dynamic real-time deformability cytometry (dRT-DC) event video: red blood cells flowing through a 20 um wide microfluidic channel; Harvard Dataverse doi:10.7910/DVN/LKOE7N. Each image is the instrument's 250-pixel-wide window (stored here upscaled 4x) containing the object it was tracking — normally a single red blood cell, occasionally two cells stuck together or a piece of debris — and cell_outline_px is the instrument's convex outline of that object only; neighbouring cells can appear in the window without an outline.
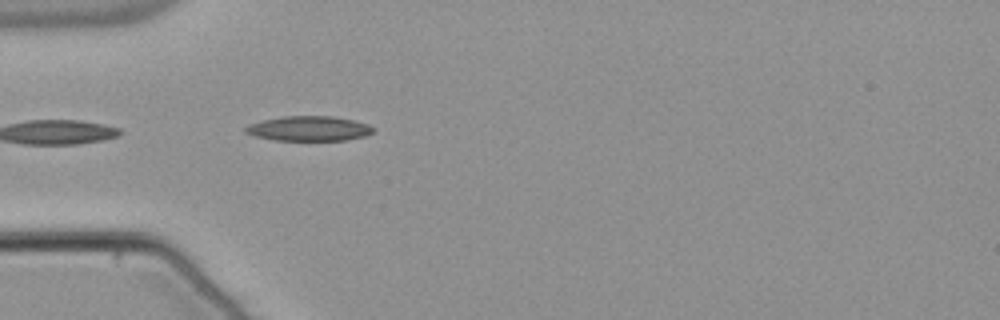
{"species": "common noctule bat (a hibernating species)", "species_latin": "Nyctalus noctula", "temperature_condition": "warm", "stored_images_in_passage": 8, "camera_frame_rate_fps": 3000, "um_per_image_px": 0.085, "animal": {"sex": "male", "body_mass_g": 21.5, "forearm_length_mm": 52.0}, "frame": {"image": 1, "passage_image": 2, "time_ms": 0.333, "image_size_px": [1000, 320], "cell_outline_px": [[376, 128], [372, 132], [364, 136], [344, 140], [272, 140], [256, 136], [244, 132], [244, 128], [252, 124], [264, 120], [284, 116], [332, 116], [352, 120], [368, 124]], "centroid_in_image_um": [26.27, 10.93], "position_along_channel_um": 58.7, "area_um2": 18.26}}